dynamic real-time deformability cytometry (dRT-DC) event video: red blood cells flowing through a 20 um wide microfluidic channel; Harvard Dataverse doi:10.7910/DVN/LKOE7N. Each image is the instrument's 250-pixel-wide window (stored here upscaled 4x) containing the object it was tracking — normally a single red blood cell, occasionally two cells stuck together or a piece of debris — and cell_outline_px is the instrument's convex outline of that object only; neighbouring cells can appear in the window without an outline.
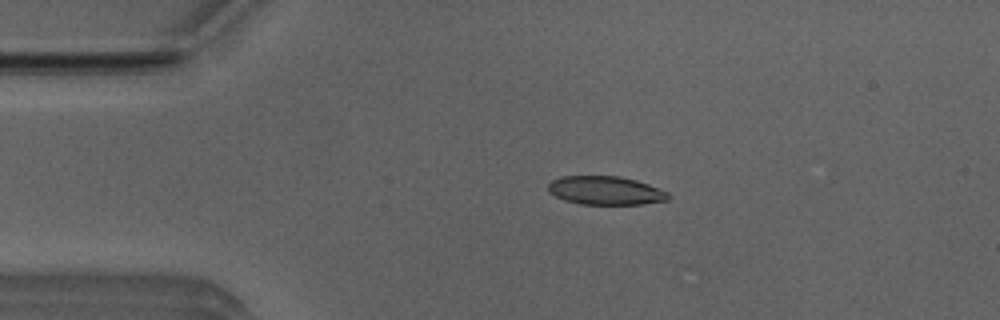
{"species": "Egyptian fruit bat (a non-hibernating species)", "species_latin": "Rousettus aegyptiacus", "temperature_condition": "room temperature", "stored_images_in_passage": 5, "camera_frame_rate_fps": 3000, "um_per_image_px": 0.085, "animal": {"sex": "male"}, "frame": {"image": 1, "passage_image": 3, "time_ms": 0.667, "image_size_px": [1000, 320], "cell_outline_px": [[672, 196], [668, 200], [640, 204], [580, 204], [564, 200], [548, 192], [548, 184], [552, 180], [560, 176], [620, 176], [636, 180], [648, 184], [668, 192]], "centroid_in_image_um": [51.46, 16.19], "position_along_channel_um": 33.5, "area_um2": 20.06}}